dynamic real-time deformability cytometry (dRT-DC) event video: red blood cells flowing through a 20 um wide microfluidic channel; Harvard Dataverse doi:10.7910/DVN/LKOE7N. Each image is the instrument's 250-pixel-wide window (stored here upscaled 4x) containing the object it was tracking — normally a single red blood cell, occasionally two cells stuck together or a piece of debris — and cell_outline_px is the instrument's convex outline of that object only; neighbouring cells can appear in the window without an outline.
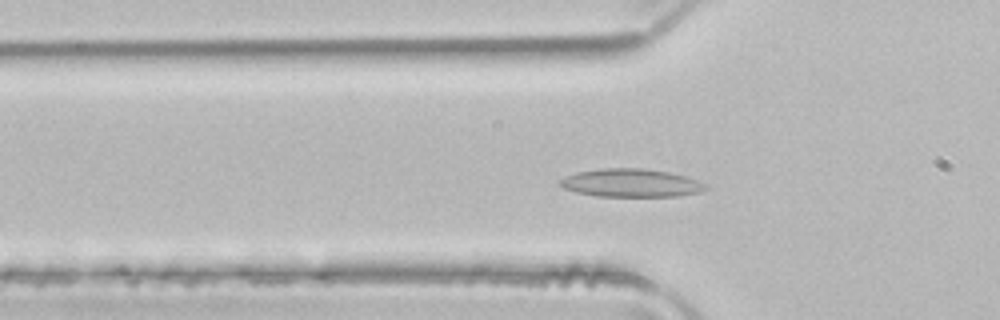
{"species": "common noctule bat (a hibernating species)", "species_latin": "Nyctalus noctula", "temperature_condition": "room temperature", "stored_images_in_passage": 44, "camera_frame_rate_fps": 3000, "um_per_image_px": 0.085, "animal": {"sex": "male", "body_mass_g": 21.5, "forearm_length_mm": 52.0}, "frame": {"image": 1, "passage_image": 14, "time_ms": 4.333, "image_size_px": [1000, 320], "cell_outline_px": [[708, 188], [700, 192], [680, 196], [596, 196], [576, 192], [564, 188], [556, 184], [560, 180], [576, 172], [600, 168], [644, 168], [668, 172], [688, 176], [708, 184]], "centroid_in_image_um": [53.67, 15.55], "position_along_channel_um": 72.1, "area_um2": 24.1}}
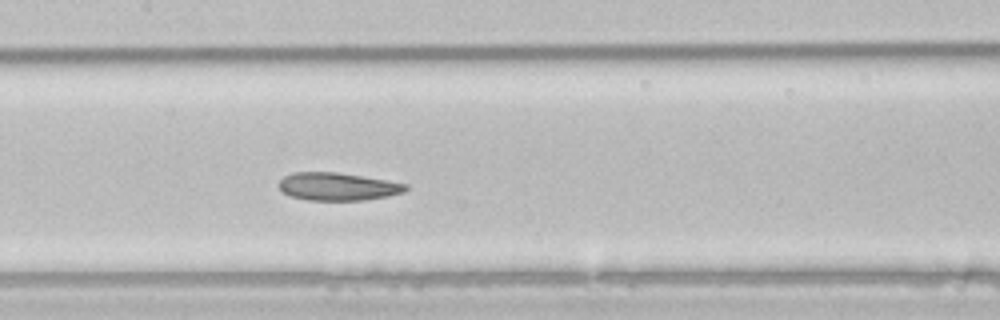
{"frame": {"image": 2, "passage_image": 22, "time_ms": 7.0, "image_size_px": [1000, 320], "cell_outline_px": [[408, 188], [404, 192], [388, 196], [364, 200], [308, 200], [292, 196], [284, 192], [280, 188], [280, 180], [284, 176], [292, 172], [336, 172], [408, 184]], "centroid_in_image_um": [28.71, 15.86], "position_along_channel_um": 178.7, "area_um2": 20.29}}
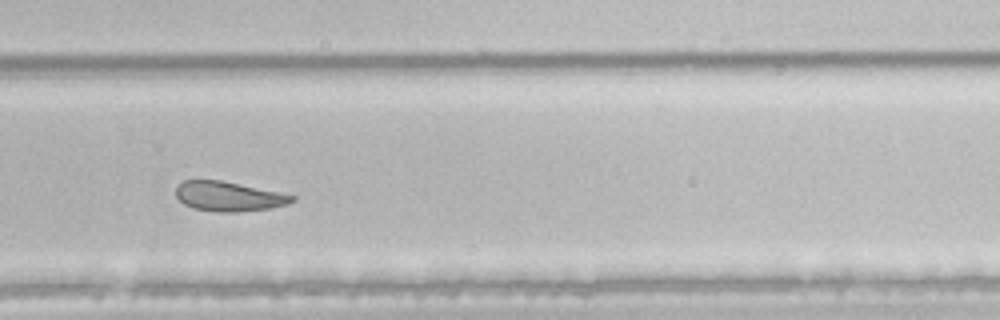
{"frame": {"image": 3, "passage_image": 32, "time_ms": 10.333, "image_size_px": [1000, 320], "cell_outline_px": [[296, 200], [288, 204], [272, 208], [236, 212], [216, 212], [192, 208], [184, 204], [176, 196], [176, 188], [184, 180], [220, 180], [280, 192], [296, 196]], "centroid_in_image_um": [19.46, 16.7], "position_along_channel_um": 310.3, "area_um2": 20.11}, "authors_computed_cell_mechanics": {"area_um2": 24.1604, "velocity_mm_per_s": 3.9672, "shape_relaxation_time_tau1_ms": null, "shape_relaxation_time_tau2_ms": 3.8375, "deformation_change_tau1": null, "deformation_change_tau2": 0.1076}}